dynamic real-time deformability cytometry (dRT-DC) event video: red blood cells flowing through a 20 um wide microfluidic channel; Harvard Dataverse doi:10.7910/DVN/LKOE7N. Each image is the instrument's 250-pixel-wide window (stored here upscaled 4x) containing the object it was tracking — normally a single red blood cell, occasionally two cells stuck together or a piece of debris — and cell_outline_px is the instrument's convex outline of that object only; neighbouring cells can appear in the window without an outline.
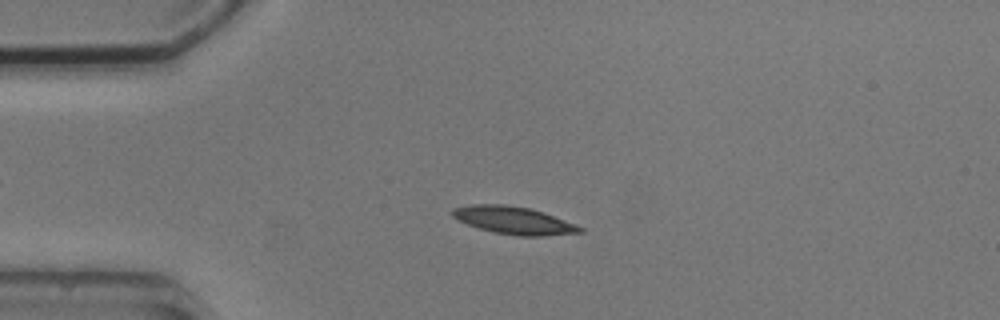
{"species": "common noctule bat (a hibernating species)", "species_latin": "Nyctalus noctula", "temperature_condition": "cold", "stored_images_in_passage": 5, "camera_frame_rate_fps": 3000, "um_per_image_px": 0.085, "animal": {"sex": "male", "body_mass_g": 20.5, "forearm_length_mm": 52.5}, "frame": {"image": 1, "passage_image": 4, "time_ms": 3.667, "image_size_px": [1000, 320], "cell_outline_px": [[584, 232], [544, 236], [520, 236], [496, 232], [480, 228], [456, 220], [452, 216], [452, 208], [472, 204], [504, 204], [532, 208], [544, 212], [576, 224], [584, 228]], "centroid_in_image_um": [43.69, 18.72], "position_along_channel_um": 41.3, "area_um2": 20.58}}